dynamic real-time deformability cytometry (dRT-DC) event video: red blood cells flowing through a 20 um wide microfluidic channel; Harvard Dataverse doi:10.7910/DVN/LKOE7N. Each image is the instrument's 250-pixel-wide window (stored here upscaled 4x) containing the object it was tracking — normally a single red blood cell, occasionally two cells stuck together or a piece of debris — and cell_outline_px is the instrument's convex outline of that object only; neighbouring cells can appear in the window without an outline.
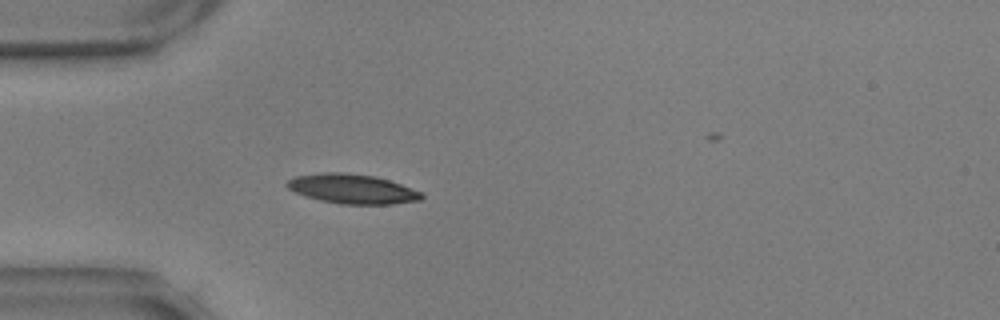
{"species": "common noctule bat (a hibernating species)", "species_latin": "Nyctalus noctula", "temperature_condition": "warm", "stored_images_in_passage": 36, "camera_frame_rate_fps": 3000, "um_per_image_px": 0.085, "animal": {"sex": "male", "body_mass_g": 17.9, "forearm_length_mm": 54.2}, "frame": {"image": 1, "passage_image": 1, "time_ms": 0.0, "image_size_px": [1000, 320], "cell_outline_px": [[424, 196], [420, 200], [392, 204], [340, 204], [320, 200], [296, 192], [288, 188], [284, 184], [288, 180], [296, 176], [320, 172], [344, 172], [376, 176], [400, 184], [420, 192]], "centroid_in_image_um": [29.92, 16.04], "position_along_channel_um": 55.1, "area_um2": 23.0}}
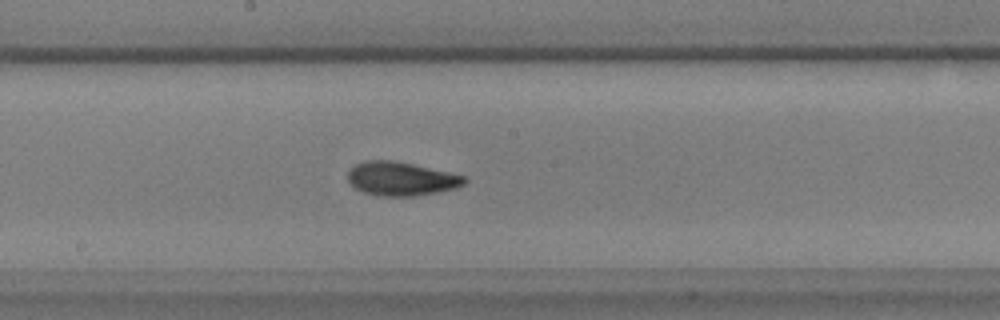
{"frame": {"image": 2, "passage_image": 15, "time_ms": 4.667, "image_size_px": [1000, 320], "cell_outline_px": [[468, 180], [464, 184], [456, 188], [436, 192], [412, 196], [380, 196], [364, 192], [356, 188], [348, 180], [348, 172], [356, 164], [364, 160], [392, 160], [412, 164], [448, 172], [464, 176]], "centroid_in_image_um": [34.09, 15.19], "position_along_channel_um": 214.1, "area_um2": 22.66}}
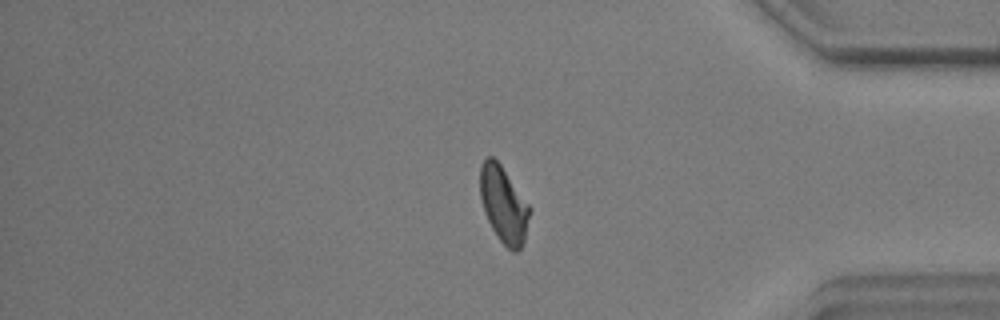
{"frame": {"image": 3, "passage_image": 32, "time_ms": 10.333, "image_size_px": [1000, 320], "cell_outline_px": [[532, 208], [524, 244], [516, 252], [512, 252], [500, 240], [492, 228], [484, 212], [480, 196], [480, 168], [484, 160], [488, 156], [492, 156], [500, 164]], "centroid_in_image_um": [42.83, 17.41], "position_along_channel_um": 392.4, "area_um2": 22.08}}